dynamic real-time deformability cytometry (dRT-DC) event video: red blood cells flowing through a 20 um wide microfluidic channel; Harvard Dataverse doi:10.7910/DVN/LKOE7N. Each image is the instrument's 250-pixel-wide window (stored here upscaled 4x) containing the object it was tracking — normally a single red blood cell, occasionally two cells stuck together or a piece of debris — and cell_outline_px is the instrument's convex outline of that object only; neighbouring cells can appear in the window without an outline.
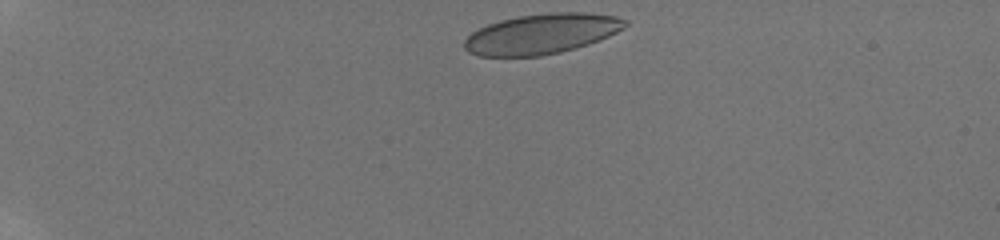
{"species": "human", "species_latin": "Homo sapiens", "temperature_condition": "room temperature", "stored_images_in_passage": 14, "camera_frame_rate_fps": 3000, "um_per_image_px": 0.085, "donor": {"sex": "male"}, "frame": {"image": 1, "passage_image": 1, "time_ms": 0.0, "image_size_px": [1000, 240], "cell_outline_px": [[628, 24], [624, 28], [608, 36], [588, 44], [576, 48], [560, 52], [540, 56], [476, 56], [468, 52], [464, 48], [464, 40], [472, 32], [488, 24], [500, 20], [520, 16], [548, 12], [584, 12], [616, 16], [628, 20]], "centroid_in_image_um": [46.04, 2.87], "position_along_channel_um": 39.0, "area_um2": 37.69}}
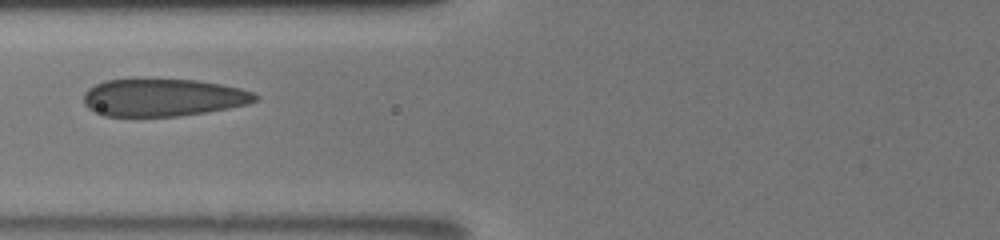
{"frame": {"image": 2, "passage_image": 10, "time_ms": 4.0, "image_size_px": [1000, 240], "cell_outline_px": [[260, 96], [256, 100], [248, 104], [208, 112], [180, 116], [104, 116], [88, 108], [84, 104], [84, 92], [88, 88], [104, 80], [132, 76], [196, 80], [220, 84], [240, 88], [252, 92]], "centroid_in_image_um": [13.81, 8.24], "position_along_channel_um": 112.0, "area_um2": 38.67}}
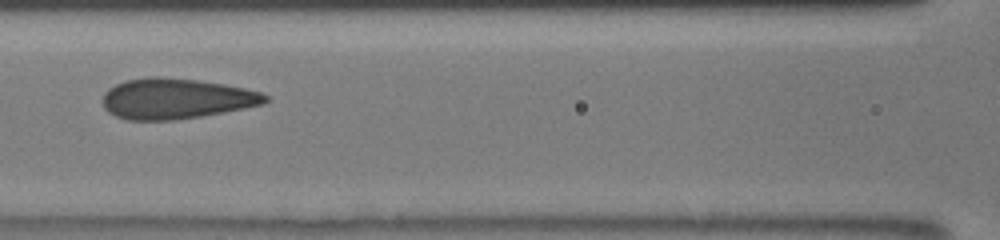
{"frame": {"image": 3, "passage_image": 12, "time_ms": 5.0, "image_size_px": [1000, 240], "cell_outline_px": [[268, 100], [264, 104], [224, 112], [176, 120], [128, 120], [116, 116], [108, 112], [104, 108], [104, 92], [108, 88], [124, 80], [148, 76], [156, 76], [196, 80], [224, 84], [244, 88], [260, 92], [268, 96]], "centroid_in_image_um": [14.94, 8.38], "position_along_channel_um": 151.7, "area_um2": 38.38}}